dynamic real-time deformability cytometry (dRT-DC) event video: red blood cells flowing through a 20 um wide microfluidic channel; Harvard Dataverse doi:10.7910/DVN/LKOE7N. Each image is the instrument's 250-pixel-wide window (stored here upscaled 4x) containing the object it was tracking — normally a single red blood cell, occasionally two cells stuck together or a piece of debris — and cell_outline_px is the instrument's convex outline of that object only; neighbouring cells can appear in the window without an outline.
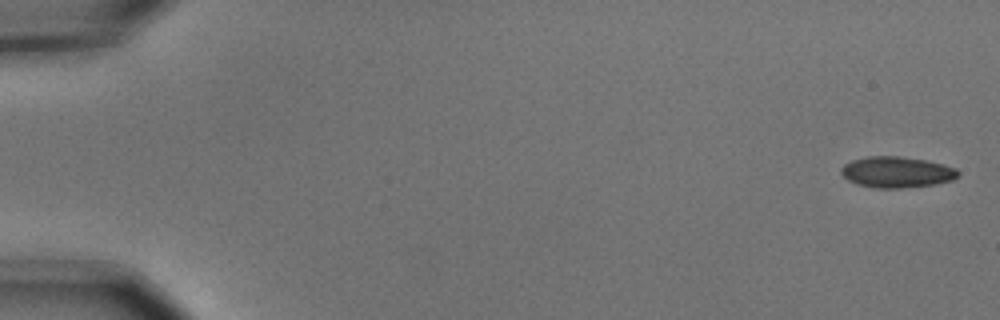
{"species": "common noctule bat (a hibernating species)", "species_latin": "Nyctalus noctula", "temperature_condition": "cold", "stored_images_in_passage": 8, "camera_frame_rate_fps": 3000, "um_per_image_px": 0.085, "animal": {"sex": "male", "body_mass_g": 15.6}, "frame": {"image": 1, "passage_image": 1, "time_ms": 0.0, "image_size_px": [1000, 320], "cell_outline_px": [[960, 172], [952, 180], [936, 184], [900, 188], [876, 188], [856, 184], [848, 180], [840, 172], [840, 168], [844, 164], [852, 160], [868, 156], [900, 156], [928, 160], [944, 164], [956, 168]], "centroid_in_image_um": [76.21, 14.62], "position_along_channel_um": 8.8, "area_um2": 21.27}}
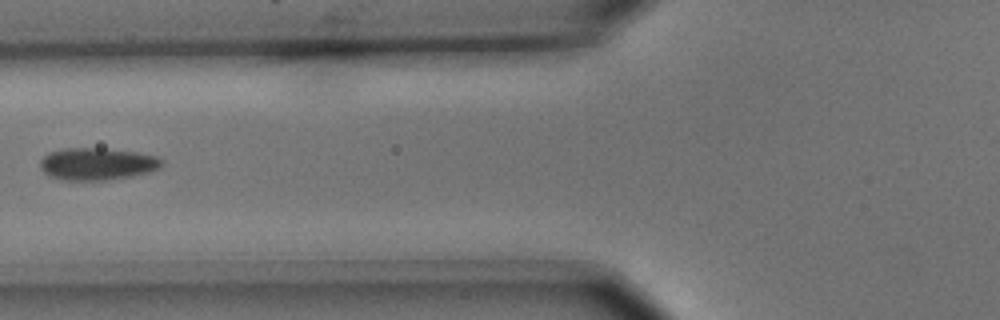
{"frame": {"image": 2, "passage_image": 7, "time_ms": 2.0, "image_size_px": [1000, 320], "cell_outline_px": [[164, 164], [160, 168], [148, 172], [132, 176], [104, 180], [60, 180], [48, 176], [40, 168], [40, 160], [44, 156], [52, 152], [64, 148], [104, 148], [136, 152], [156, 156], [164, 160]], "centroid_in_image_um": [8.27, 13.93], "position_along_channel_um": 117.5, "area_um2": 22.95}}
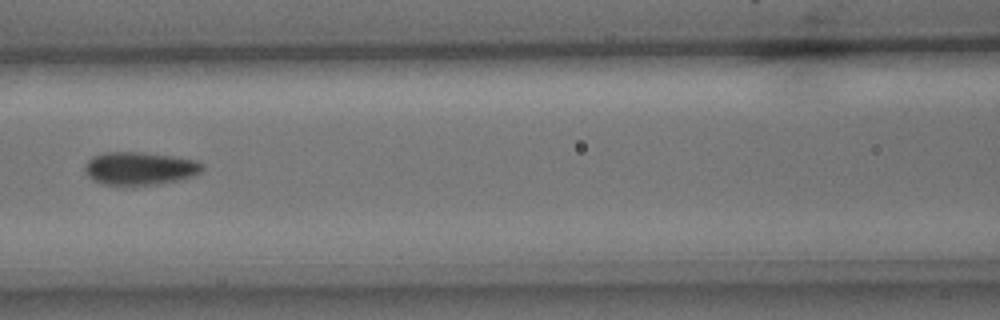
{"frame": {"image": 3, "passage_image": 8, "time_ms": 2.333, "image_size_px": [1000, 320], "cell_outline_px": [[204, 168], [196, 176], [180, 180], [160, 184], [100, 184], [92, 180], [84, 172], [84, 164], [92, 156], [104, 152], [140, 152], [172, 156], [196, 160], [204, 164]], "centroid_in_image_um": [11.88, 14.31], "position_along_channel_um": 154.7, "area_um2": 22.77}}